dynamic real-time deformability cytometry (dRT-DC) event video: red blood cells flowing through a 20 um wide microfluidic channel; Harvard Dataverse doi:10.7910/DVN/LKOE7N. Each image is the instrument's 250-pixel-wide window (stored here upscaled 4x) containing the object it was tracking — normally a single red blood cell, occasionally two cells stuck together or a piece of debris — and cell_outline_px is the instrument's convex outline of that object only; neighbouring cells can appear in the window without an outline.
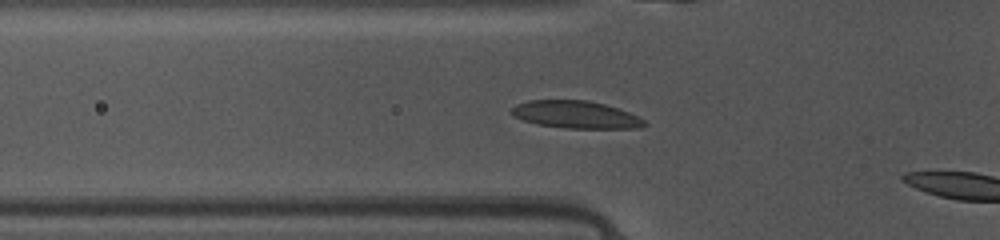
{"species": "common noctule bat (a hibernating species)", "species_latin": "Nyctalus noctula", "temperature_condition": "warm", "stored_images_in_passage": 18, "camera_frame_rate_fps": 3000, "um_per_image_px": 0.085, "animal": {"sex": "female", "body_mass_g": 10.0, "forearm_length_mm": 53.1}, "frame": {"image": 1, "passage_image": 7, "time_ms": 2.0, "image_size_px": [1000, 240], "cell_outline_px": [[648, 124], [640, 128], [568, 128], [536, 124], [524, 120], [516, 116], [512, 112], [512, 108], [516, 104], [528, 100], [584, 100], [604, 104], [620, 108], [644, 120]], "centroid_in_image_um": [48.97, 9.74], "position_along_channel_um": 76.8, "area_um2": 21.04}}
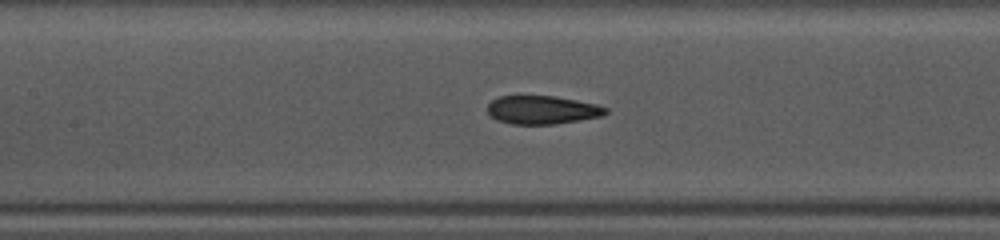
{"frame": {"image": 2, "passage_image": 13, "time_ms": 4.0, "image_size_px": [1000, 240], "cell_outline_px": [[608, 112], [600, 116], [580, 120], [556, 124], [512, 124], [496, 120], [488, 112], [488, 104], [492, 100], [500, 96], [552, 96], [576, 100], [596, 104], [608, 108]], "centroid_in_image_um": [46.09, 9.34], "position_along_channel_um": 161.3, "area_um2": 19.42}}
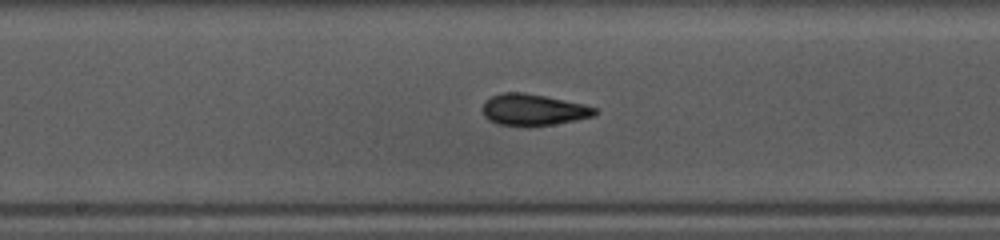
{"frame": {"image": 3, "passage_image": 16, "time_ms": 5.0, "image_size_px": [1000, 240], "cell_outline_px": [[600, 112], [596, 116], [576, 120], [528, 128], [496, 124], [488, 120], [484, 116], [484, 100], [500, 92], [524, 92], [584, 104], [596, 108]], "centroid_in_image_um": [45.33, 9.35], "position_along_channel_um": 202.9, "area_um2": 21.04}}